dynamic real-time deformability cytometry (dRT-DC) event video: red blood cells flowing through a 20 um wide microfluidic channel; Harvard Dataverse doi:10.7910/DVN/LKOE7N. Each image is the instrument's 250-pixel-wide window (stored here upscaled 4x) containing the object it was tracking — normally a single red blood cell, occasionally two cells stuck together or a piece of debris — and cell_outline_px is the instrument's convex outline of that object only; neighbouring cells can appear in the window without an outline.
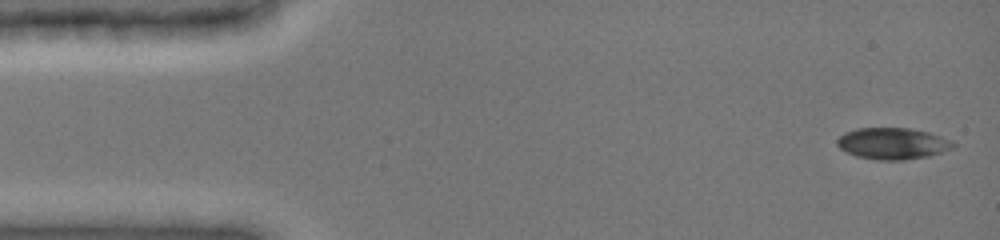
{"species": "common noctule bat (a hibernating species)", "species_latin": "Nyctalus noctula", "temperature_condition": "cold", "stored_images_in_passage": 15, "camera_frame_rate_fps": 3000, "um_per_image_px": 0.085, "animal": {"sex": "female", "body_mass_g": 19.0, "forearm_length_mm": 51.5}, "frame": {"image": 1, "passage_image": 1, "time_ms": 0.0, "image_size_px": [1000, 240], "cell_outline_px": [[956, 148], [932, 156], [904, 160], [880, 160], [856, 156], [844, 152], [836, 144], [836, 140], [844, 132], [856, 128], [912, 128], [928, 132], [952, 140], [956, 144]], "centroid_in_image_um": [75.91, 12.2], "position_along_channel_um": 9.1, "area_um2": 21.73}}
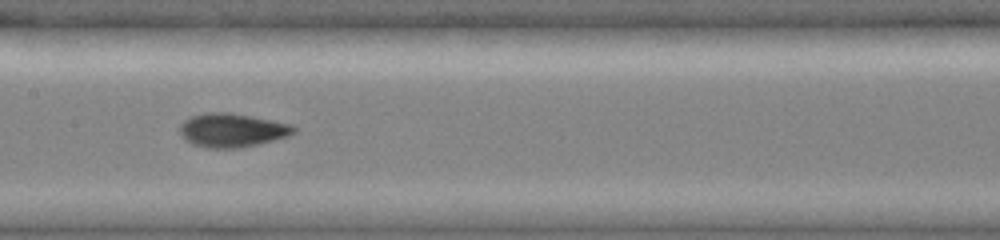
{"frame": {"image": 2, "passage_image": 8, "time_ms": 2.333, "image_size_px": [1000, 240], "cell_outline_px": [[296, 132], [288, 136], [240, 148], [208, 148], [192, 144], [180, 132], [180, 124], [184, 120], [192, 116], [208, 112], [228, 112], [292, 124], [296, 128]], "centroid_in_image_um": [19.73, 11.06], "position_along_channel_um": 187.7, "area_um2": 22.14}}
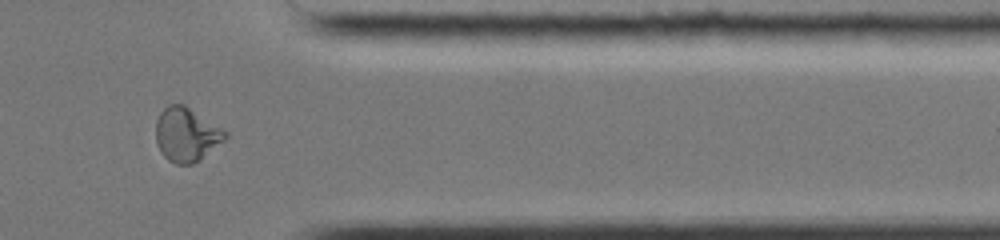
{"frame": {"image": 3, "passage_image": 13, "time_ms": 4.0, "image_size_px": [1000, 240], "cell_outline_px": [[228, 136], [224, 140], [200, 160], [192, 164], [176, 164], [168, 160], [160, 152], [156, 144], [156, 120], [160, 112], [168, 104], [184, 104], [224, 128], [228, 132]], "centroid_in_image_um": [15.85, 11.43], "position_along_channel_um": 395.5, "area_um2": 22.08}}